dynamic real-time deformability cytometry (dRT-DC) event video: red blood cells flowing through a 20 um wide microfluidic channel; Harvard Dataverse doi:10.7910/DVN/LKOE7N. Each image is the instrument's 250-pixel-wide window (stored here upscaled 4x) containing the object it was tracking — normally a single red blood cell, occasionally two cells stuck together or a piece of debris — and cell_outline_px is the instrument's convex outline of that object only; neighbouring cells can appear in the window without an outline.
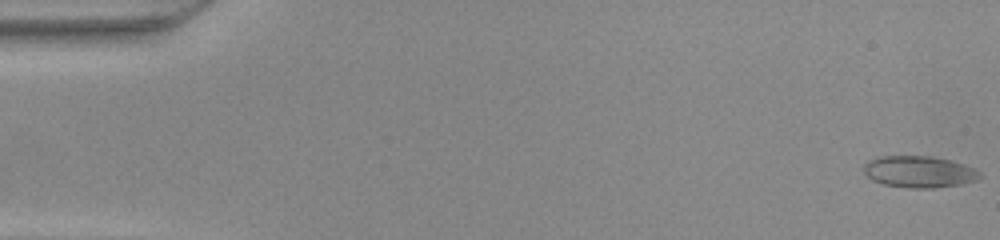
{"species": "common noctule bat (a hibernating species)", "species_latin": "Nyctalus noctula", "temperature_condition": "warm", "stored_images_in_passage": 49, "camera_frame_rate_fps": 3000, "um_per_image_px": 0.085, "animal": {"sex": "female", "body_mass_g": 22.0, "forearm_length_mm": 56.7}, "frame": {"image": 1, "passage_image": 1, "time_ms": 0.0, "image_size_px": [1000, 240], "cell_outline_px": [[980, 176], [976, 180], [960, 184], [932, 188], [908, 188], [884, 184], [872, 180], [864, 172], [864, 164], [868, 160], [880, 156], [932, 156], [952, 160], [976, 168], [980, 172]], "centroid_in_image_um": [78.13, 14.59], "position_along_channel_um": 6.9, "area_um2": 21.44}}
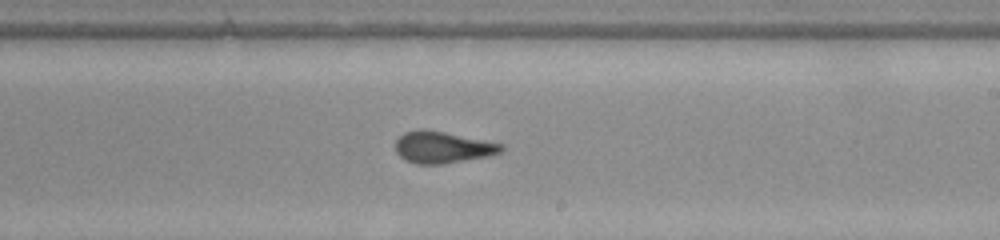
{"frame": {"image": 2, "passage_image": 29, "time_ms": 9.333, "image_size_px": [1000, 240], "cell_outline_px": [[504, 148], [500, 152], [488, 156], [444, 164], [416, 164], [404, 160], [396, 152], [396, 140], [404, 132], [420, 128], [424, 128], [504, 144]], "centroid_in_image_um": [37.59, 12.52], "position_along_channel_um": 251.4, "area_um2": 19.59}}
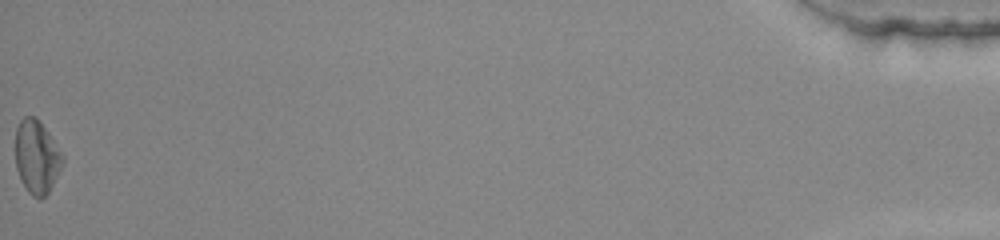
{"frame": {"image": 3, "passage_image": 49, "time_ms": 16.0, "image_size_px": [1000, 240], "cell_outline_px": [[64, 160], [48, 192], [40, 200], [32, 196], [28, 192], [20, 180], [16, 168], [16, 128], [20, 120], [24, 116], [36, 116], [40, 120], [64, 156]], "centroid_in_image_um": [3.1, 13.32], "position_along_channel_um": 432.1, "area_um2": 20.11}}